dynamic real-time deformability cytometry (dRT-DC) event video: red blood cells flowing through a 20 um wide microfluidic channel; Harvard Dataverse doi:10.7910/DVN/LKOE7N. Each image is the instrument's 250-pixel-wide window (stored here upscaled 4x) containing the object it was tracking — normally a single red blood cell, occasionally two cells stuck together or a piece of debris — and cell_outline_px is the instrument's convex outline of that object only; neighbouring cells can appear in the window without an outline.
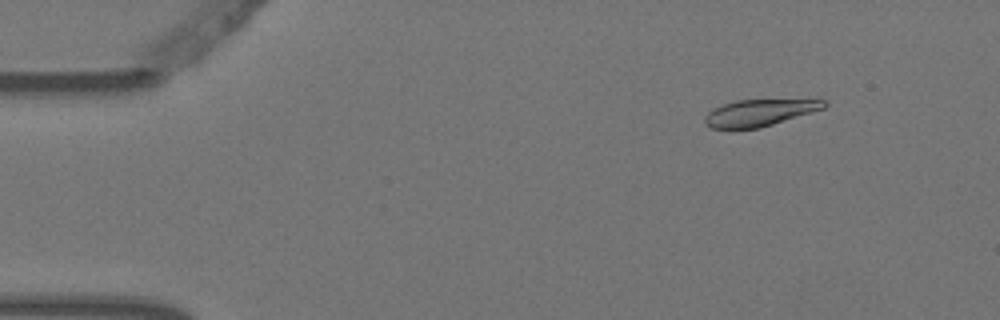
{"species": "Egyptian fruit bat (a non-hibernating species)", "species_latin": "Rousettus aegyptiacus", "temperature_condition": "warm", "stored_images_in_passage": 4, "camera_frame_rate_fps": 3000, "um_per_image_px": 0.085, "animal": {"sex": "female"}, "frame": {"image": 1, "passage_image": 2, "time_ms": 0.333, "image_size_px": [1000, 320], "cell_outline_px": [[828, 104], [824, 108], [812, 112], [760, 128], [732, 132], [712, 128], [704, 124], [704, 116], [712, 108], [736, 100], [828, 100]], "centroid_in_image_um": [64.45, 9.63], "position_along_channel_um": 20.6, "area_um2": 19.07}}